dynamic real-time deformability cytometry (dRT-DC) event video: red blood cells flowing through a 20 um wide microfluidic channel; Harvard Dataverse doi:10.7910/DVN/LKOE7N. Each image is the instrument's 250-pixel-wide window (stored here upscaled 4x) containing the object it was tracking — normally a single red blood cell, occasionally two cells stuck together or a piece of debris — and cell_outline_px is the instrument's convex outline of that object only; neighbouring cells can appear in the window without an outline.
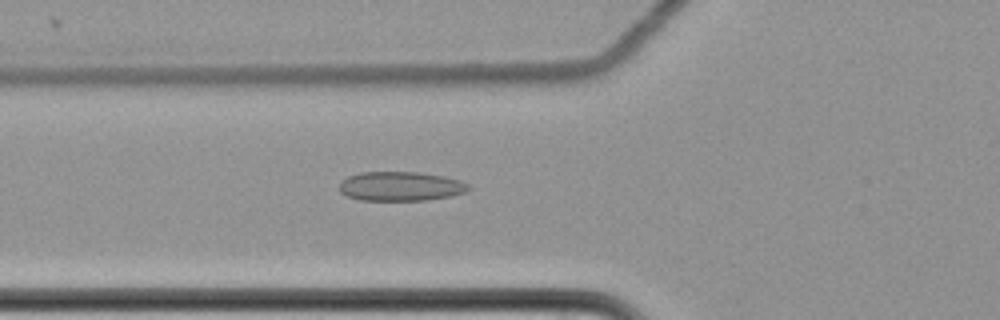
{"species": "common noctule bat (a hibernating species)", "species_latin": "Nyctalus noctula", "temperature_condition": "cold", "stored_images_in_passage": 41, "camera_frame_rate_fps": 3000, "um_per_image_px": 0.085, "animal": {"sex": "female", "body_mass_g": 22.7, "forearm_length_mm": 54.2}, "frame": {"image": 1, "passage_image": 4, "time_ms": 1.0, "image_size_px": [1000, 320], "cell_outline_px": [[472, 188], [464, 192], [452, 196], [428, 200], [360, 200], [348, 196], [340, 192], [340, 180], [348, 176], [360, 172], [420, 172], [444, 176], [460, 180], [468, 184]], "centroid_in_image_um": [34.06, 15.83], "position_along_channel_um": 91.7, "area_um2": 22.2}}
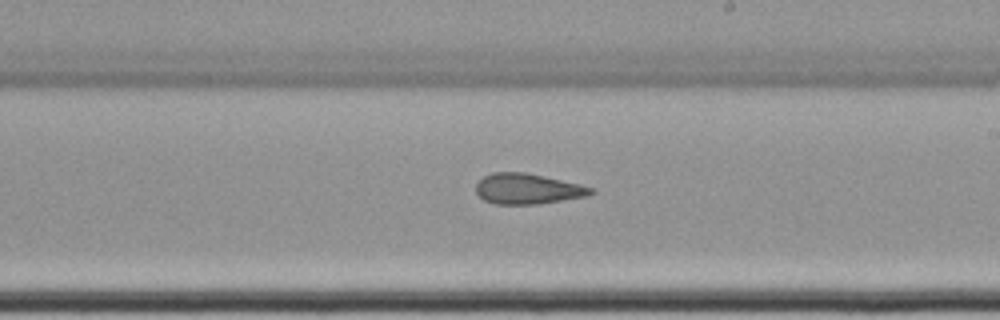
{"frame": {"image": 2, "passage_image": 17, "time_ms": 5.333, "image_size_px": [1000, 320], "cell_outline_px": [[596, 192], [588, 196], [536, 204], [492, 204], [484, 200], [476, 192], [476, 184], [484, 176], [492, 172], [524, 172], [544, 176], [580, 184], [592, 188]], "centroid_in_image_um": [44.84, 16.05], "position_along_channel_um": 244.2, "area_um2": 20.4}}
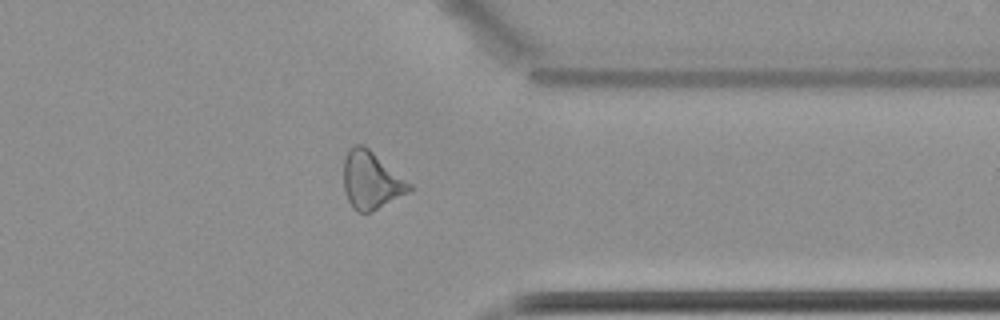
{"frame": {"image": 3, "passage_image": 29, "time_ms": 9.333, "image_size_px": [1000, 320], "cell_outline_px": [[412, 188], [408, 192], [372, 212], [356, 212], [352, 208], [348, 200], [344, 188], [344, 156], [356, 144], [364, 144], [412, 184]], "centroid_in_image_um": [31.54, 15.33], "position_along_channel_um": 379.9, "area_um2": 21.91}, "authors_computed_cell_mechanics": {"area_um2": 21.2126, "velocity_mm_per_s": 3.5118, "shape_relaxation_time_tau1_ms": null, "shape_relaxation_time_tau2_ms": 3.2115, "deformation_change_tau1": null, "deformation_change_tau2": 0.1103}}